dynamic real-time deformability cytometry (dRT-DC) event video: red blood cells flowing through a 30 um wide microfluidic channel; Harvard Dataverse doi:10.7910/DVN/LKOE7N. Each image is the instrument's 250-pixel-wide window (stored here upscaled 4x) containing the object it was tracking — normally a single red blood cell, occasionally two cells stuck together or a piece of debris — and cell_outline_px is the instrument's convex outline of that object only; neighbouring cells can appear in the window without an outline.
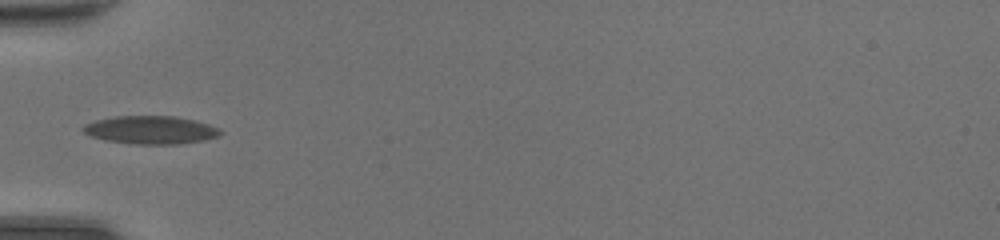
{"species": "common noctule bat (a hibernating species)", "species_latin": "Nyctalus noctula", "temperature_condition": "room temperature", "stored_images_in_passage": 31, "camera_frame_rate_fps": 3000, "um_per_image_px": 0.085, "animal": {"sex": "female", "body_mass_g": 20.0, "forearm_length_mm": 54.0}, "frame": {"image": 1, "passage_image": 1, "time_ms": 0.0, "image_size_px": [1000, 240], "cell_outline_px": [[224, 132], [216, 136], [204, 140], [176, 144], [136, 144], [104, 140], [92, 136], [84, 132], [80, 128], [84, 124], [96, 120], [112, 116], [176, 116], [208, 124], [220, 128]], "centroid_in_image_um": [12.78, 11.04], "position_along_channel_um": 72.2, "area_um2": 22.43}}
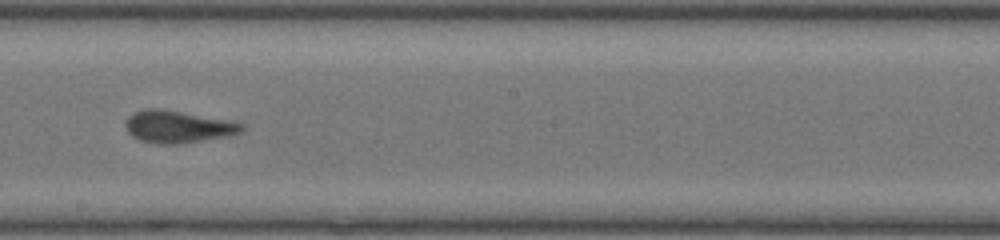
{"frame": {"image": 2, "passage_image": 12, "time_ms": 3.667, "image_size_px": [1000, 240], "cell_outline_px": [[244, 132], [228, 136], [180, 144], [160, 144], [140, 140], [132, 136], [128, 132], [124, 124], [124, 120], [132, 112], [144, 108], [160, 108], [232, 120], [244, 124]], "centroid_in_image_um": [15.12, 10.75], "position_along_channel_um": 233.1, "area_um2": 22.31}}
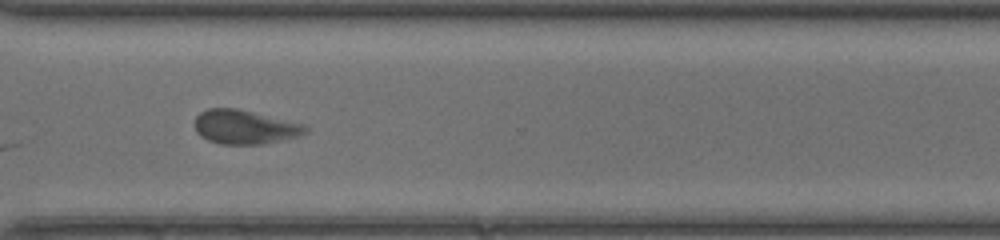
{"frame": {"image": 3, "passage_image": 20, "time_ms": 6.333, "image_size_px": [1000, 240], "cell_outline_px": [[308, 132], [296, 136], [280, 140], [260, 144], [220, 144], [208, 140], [200, 136], [196, 132], [196, 116], [200, 112], [208, 108], [236, 108], [308, 124]], "centroid_in_image_um": [20.83, 10.78], "position_along_channel_um": 349.8, "area_um2": 22.02}, "authors_computed_cell_mechanics": {"area_um2": 22.0218, "velocity_mm_per_s": 4.3875, "shape_relaxation_time_tau1_ms": 3.5975, "shape_relaxation_time_tau2_ms": 1.1527, "deformation_change_tau1": 0.1377, "deformation_change_tau2": 0.0824}}